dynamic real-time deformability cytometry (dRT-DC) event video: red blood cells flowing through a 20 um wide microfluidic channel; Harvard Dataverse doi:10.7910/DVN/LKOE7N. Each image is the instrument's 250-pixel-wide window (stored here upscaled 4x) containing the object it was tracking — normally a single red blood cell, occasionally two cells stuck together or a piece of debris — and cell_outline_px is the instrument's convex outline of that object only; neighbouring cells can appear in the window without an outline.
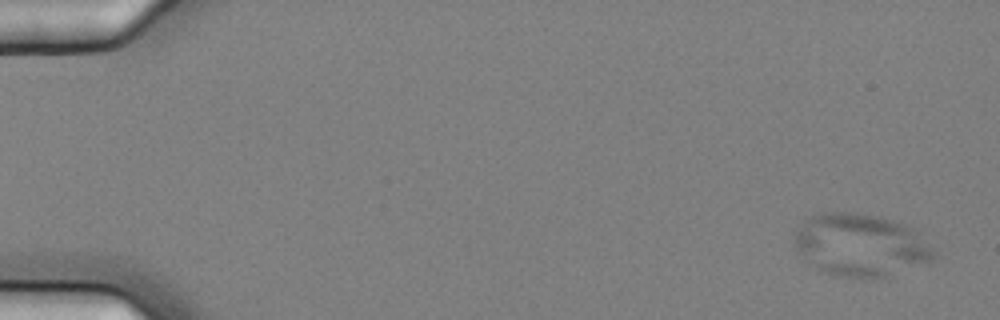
{"species": "common noctule bat (a hibernating species)", "species_latin": "Nyctalus noctula", "temperature_condition": "cold", "stored_images_in_passage": 5, "camera_frame_rate_fps": 3000, "um_per_image_px": 0.085, "animal": {"sex": "female", "body_mass_g": 25.1}, "frame": {"image": 1, "passage_image": 1, "time_ms": 0.0, "image_size_px": [1000, 320], "cell_outline_px": [[936, 256], [932, 260], [872, 280], [836, 276], [824, 272], [808, 264], [804, 260], [796, 248], [796, 232], [800, 224], [812, 216], [824, 212], [856, 212], [880, 216], [904, 224], [912, 228], [936, 252]], "centroid_in_image_um": [73.11, 20.84], "position_along_channel_um": 11.9, "area_um2": 50.63}}
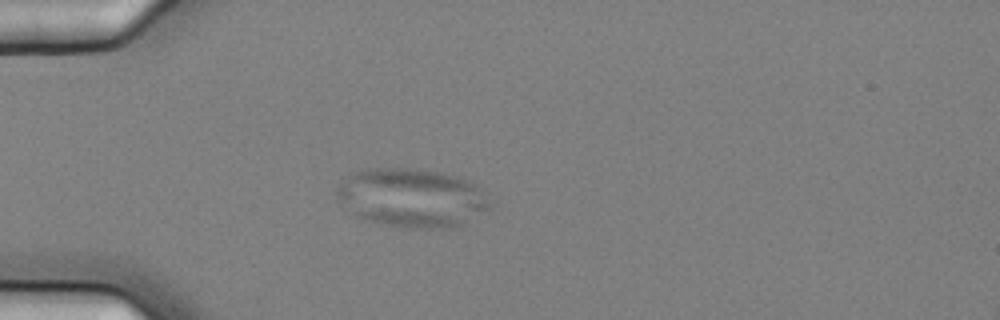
{"frame": {"image": 2, "passage_image": 5, "time_ms": 1.333, "image_size_px": [1000, 320], "cell_outline_px": [[492, 208], [464, 224], [456, 228], [412, 228], [364, 220], [356, 216], [336, 200], [336, 192], [340, 184], [348, 176], [356, 172], [372, 168], [400, 168], [436, 172], [456, 176], [468, 180], [476, 184]], "centroid_in_image_um": [35.0, 16.84], "position_along_channel_um": 50.0, "area_um2": 52.08}}